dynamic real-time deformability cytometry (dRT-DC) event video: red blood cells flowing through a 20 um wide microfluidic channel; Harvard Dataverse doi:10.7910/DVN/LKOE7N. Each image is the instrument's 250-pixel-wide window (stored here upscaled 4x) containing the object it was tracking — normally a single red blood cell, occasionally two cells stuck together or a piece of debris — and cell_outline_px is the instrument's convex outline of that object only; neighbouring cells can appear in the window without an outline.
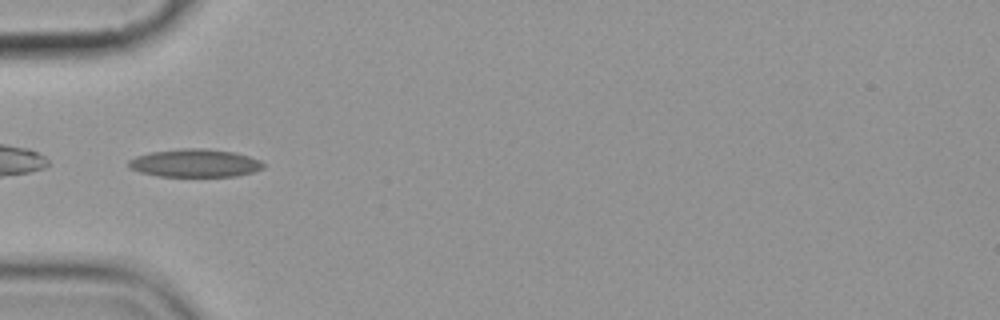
{"species": "common noctule bat (a hibernating species)", "species_latin": "Nyctalus noctula", "temperature_condition": "cold", "stored_images_in_passage": 10, "camera_frame_rate_fps": 3000, "um_per_image_px": 0.085, "animal": {"sex": "female", "body_mass_g": 19.9}, "frame": {"image": 1, "passage_image": 5, "time_ms": 4.667, "image_size_px": [1000, 320], "cell_outline_px": [[264, 168], [252, 172], [236, 176], [160, 176], [140, 172], [128, 168], [128, 160], [136, 156], [148, 152], [184, 148], [208, 148], [232, 152], [248, 156], [260, 160], [264, 164]], "centroid_in_image_um": [16.54, 13.85], "position_along_channel_um": 68.5, "area_um2": 22.02}}
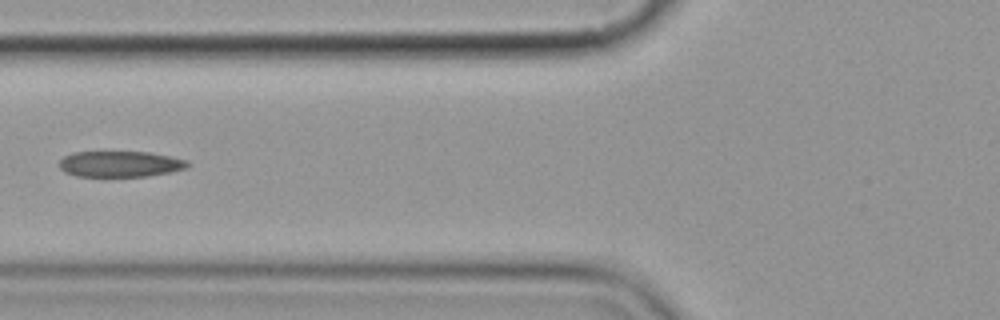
{"frame": {"image": 2, "passage_image": 6, "time_ms": 6.0, "image_size_px": [1000, 320], "cell_outline_px": [[188, 168], [148, 176], [76, 176], [64, 172], [60, 168], [60, 160], [64, 156], [72, 152], [148, 152], [188, 160]], "centroid_in_image_um": [10.19, 13.94], "position_along_channel_um": 115.6, "area_um2": 19.25}}
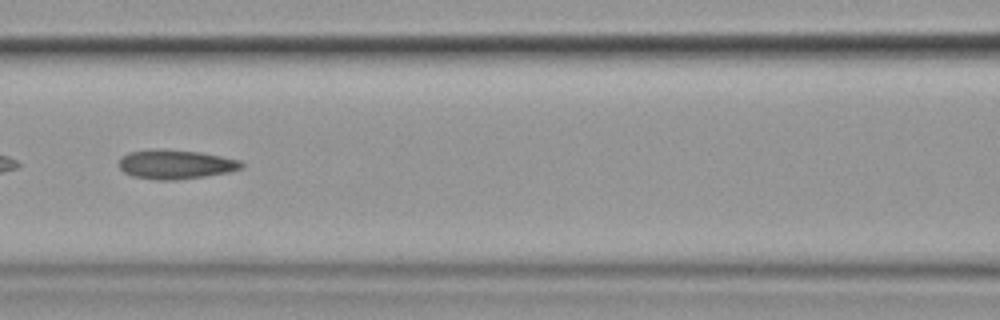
{"frame": {"image": 3, "passage_image": 7, "time_ms": 7.0, "image_size_px": [1000, 320], "cell_outline_px": [[244, 168], [228, 172], [204, 176], [176, 180], [156, 180], [132, 176], [124, 172], [120, 168], [120, 156], [128, 152], [200, 152], [240, 160], [244, 164]], "centroid_in_image_um": [14.97, 14.02], "position_along_channel_um": 151.6, "area_um2": 19.94}}